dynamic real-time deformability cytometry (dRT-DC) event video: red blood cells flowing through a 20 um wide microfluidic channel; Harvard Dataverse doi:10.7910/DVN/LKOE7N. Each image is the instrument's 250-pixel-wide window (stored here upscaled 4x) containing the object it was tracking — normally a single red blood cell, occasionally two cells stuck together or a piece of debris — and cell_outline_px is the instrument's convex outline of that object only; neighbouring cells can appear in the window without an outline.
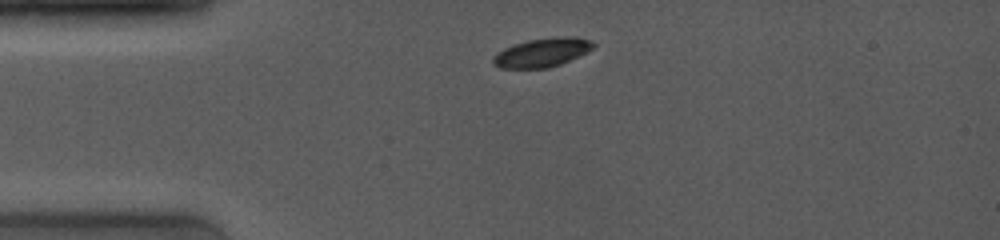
{"species": "common noctule bat (a hibernating species)", "species_latin": "Nyctalus noctula", "temperature_condition": "room temperature", "stored_images_in_passage": 33, "camera_frame_rate_fps": 4000, "um_per_image_px": 0.085, "animal": {"sex": "female", "body_mass_g": 19.0, "forearm_length_mm": 53.3}, "frame": {"image": 1, "passage_image": 1, "time_ms": 0.0, "image_size_px": [1000, 240], "cell_outline_px": [[596, 44], [592, 48], [560, 64], [548, 68], [500, 68], [492, 64], [492, 56], [504, 48], [528, 40], [568, 36], [592, 40]], "centroid_in_image_um": [46.02, 4.47], "position_along_channel_um": 39.0, "area_um2": 16.47}}
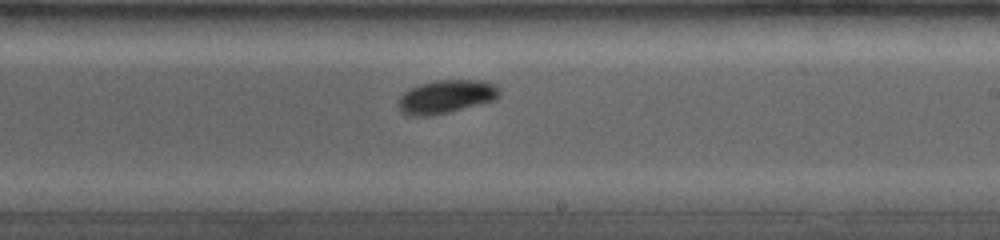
{"frame": {"image": 2, "passage_image": 17, "time_ms": 6.0, "image_size_px": [1000, 240], "cell_outline_px": [[500, 96], [496, 100], [448, 112], [428, 116], [408, 116], [400, 112], [396, 104], [400, 96], [404, 92], [420, 84], [436, 80], [480, 80], [496, 84], [500, 88]], "centroid_in_image_um": [37.92, 8.22], "position_along_channel_um": 251.1, "area_um2": 19.88}}
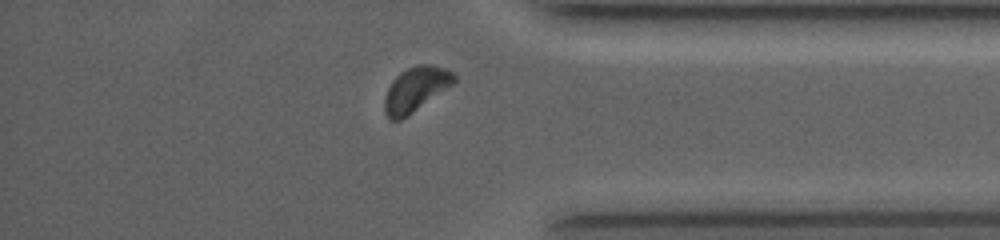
{"frame": {"image": 3, "passage_image": 28, "time_ms": 9.75, "image_size_px": [1000, 240], "cell_outline_px": [[456, 80], [452, 84], [408, 116], [400, 120], [388, 120], [384, 112], [384, 96], [392, 80], [400, 72], [416, 64], [428, 64], [444, 68], [456, 72]], "centroid_in_image_um": [35.31, 7.59], "position_along_channel_um": 399.9, "area_um2": 18.15}, "authors_computed_cell_mechanics": {"area_um2": 18.9006, "velocity_mm_per_s": 4.0384, "shape_relaxation_time_tau1_ms": 1.5363, "shape_relaxation_time_tau2_ms": null, "deformation_change_tau1": 0.0794, "deformation_change_tau2": null}}